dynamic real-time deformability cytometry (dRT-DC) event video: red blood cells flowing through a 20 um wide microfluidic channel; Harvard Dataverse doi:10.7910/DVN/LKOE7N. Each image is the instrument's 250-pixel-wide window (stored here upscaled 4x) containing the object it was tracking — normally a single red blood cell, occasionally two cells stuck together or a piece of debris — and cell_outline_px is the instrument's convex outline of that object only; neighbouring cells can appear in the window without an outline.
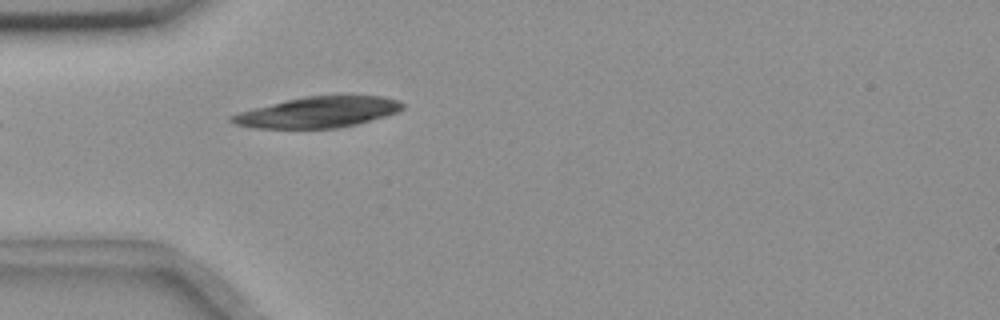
{"species": "common noctule bat (a hibernating species)", "species_latin": "Nyctalus noctula", "temperature_condition": "room temperature", "stored_images_in_passage": 1, "camera_frame_rate_fps": 3000, "um_per_image_px": 0.085, "animal": {"sex": "female", "body_mass_g": 18.4}, "frame": {"image": 1, "passage_image": 1, "time_ms": 0.0, "image_size_px": [1000, 320], "cell_outline_px": [[404, 108], [396, 112], [384, 116], [356, 124], [336, 128], [252, 128], [236, 124], [228, 120], [228, 116], [252, 108], [304, 96], [384, 96], [396, 100], [404, 104]], "centroid_in_image_um": [26.98, 9.54], "position_along_channel_um": 58.0, "area_um2": 30.4}}